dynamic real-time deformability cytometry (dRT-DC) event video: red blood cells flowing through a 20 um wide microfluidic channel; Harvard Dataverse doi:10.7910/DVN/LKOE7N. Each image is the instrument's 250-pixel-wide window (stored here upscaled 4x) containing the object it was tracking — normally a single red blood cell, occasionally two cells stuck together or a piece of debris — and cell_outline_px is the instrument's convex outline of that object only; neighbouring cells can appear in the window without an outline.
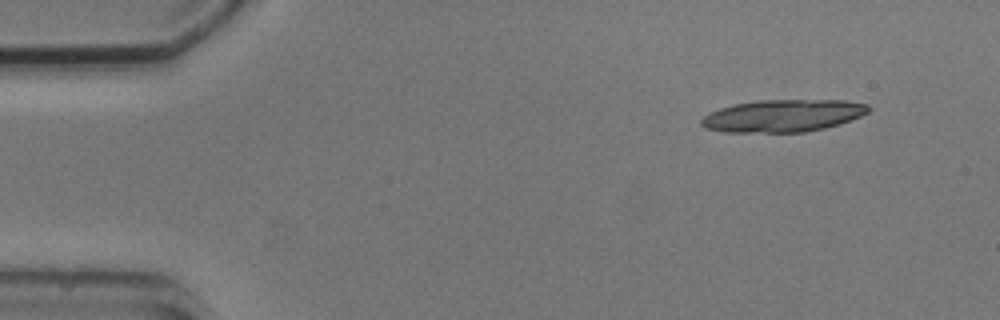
{"species": "common noctule bat (a hibernating species)", "species_latin": "Nyctalus noctula", "temperature_condition": "cold", "stored_images_in_passage": 5, "camera_frame_rate_fps": 3000, "um_per_image_px": 0.085, "animal": {"sex": "male", "body_mass_g": 20.5, "forearm_length_mm": 52.5}, "frame": {"image": 1, "passage_image": 1, "time_ms": 0.0, "image_size_px": [1000, 320], "cell_outline_px": [[872, 108], [868, 112], [860, 116], [840, 124], [824, 128], [804, 132], [724, 132], [704, 128], [700, 124], [700, 120], [704, 116], [720, 108], [736, 104], [756, 100], [848, 100], [868, 104]], "centroid_in_image_um": [66.57, 9.83], "position_along_channel_um": 18.4, "area_um2": 31.56}}